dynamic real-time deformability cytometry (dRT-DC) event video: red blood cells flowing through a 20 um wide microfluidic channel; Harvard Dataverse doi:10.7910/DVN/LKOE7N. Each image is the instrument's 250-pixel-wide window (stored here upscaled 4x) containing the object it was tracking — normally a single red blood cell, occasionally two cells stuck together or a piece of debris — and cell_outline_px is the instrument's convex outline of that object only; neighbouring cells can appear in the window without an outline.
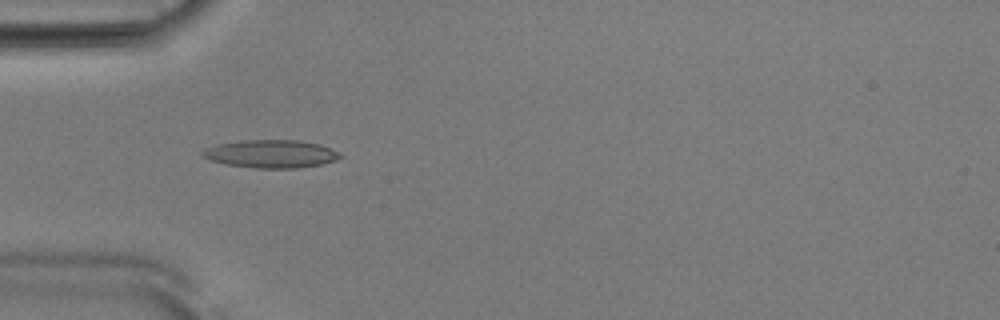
{"species": "Egyptian fruit bat (a non-hibernating species)", "species_latin": "Rousettus aegyptiacus", "temperature_condition": "room temperature", "stored_images_in_passage": 41, "camera_frame_rate_fps": 3000, "um_per_image_px": 0.085, "animal": {"sex": "male"}, "frame": {"image": 1, "passage_image": 5, "time_ms": 1.333, "image_size_px": [1000, 320], "cell_outline_px": [[344, 156], [336, 160], [320, 164], [296, 168], [256, 168], [228, 164], [212, 160], [204, 156], [200, 152], [204, 148], [216, 144], [244, 140], [296, 140], [320, 144]], "centroid_in_image_um": [23.02, 13.07], "position_along_channel_um": 62.0, "area_um2": 22.14}}
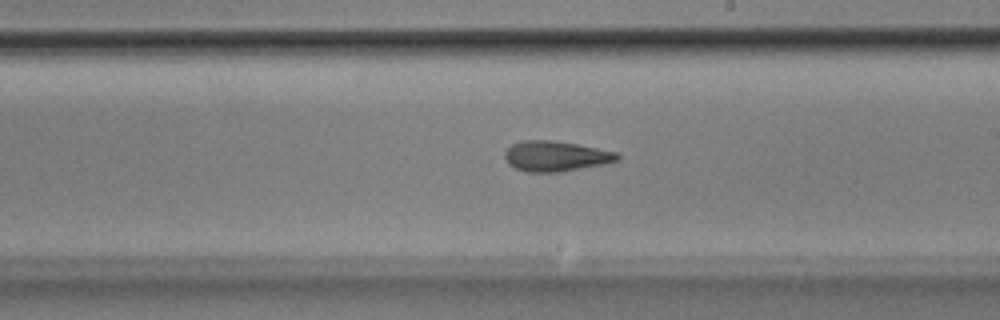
{"frame": {"image": 2, "passage_image": 19, "time_ms": 6.0, "image_size_px": [1000, 320], "cell_outline_px": [[620, 160], [604, 164], [560, 172], [524, 172], [508, 164], [504, 156], [504, 152], [512, 144], [520, 140], [552, 140], [576, 144], [616, 152], [620, 156]], "centroid_in_image_um": [47.21, 13.28], "position_along_channel_um": 241.8, "area_um2": 19.94}}
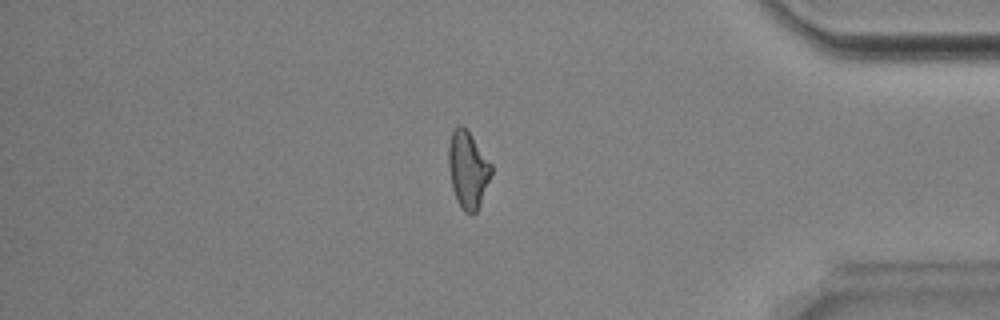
{"frame": {"image": 3, "passage_image": 33, "time_ms": 10.667, "image_size_px": [1000, 320], "cell_outline_px": [[492, 172], [480, 204], [476, 212], [472, 216], [464, 212], [460, 208], [456, 200], [452, 188], [448, 164], [448, 148], [452, 132], [456, 124], [464, 124], [492, 164]], "centroid_in_image_um": [39.76, 14.41], "position_along_channel_um": 395.4, "area_um2": 19.48}, "authors_computed_cell_mechanics": {"area_um2": 19.8254, "velocity_mm_per_s": 3.8987, "shape_relaxation_time_tau1_ms": 8.6045, "shape_relaxation_time_tau2_ms": 3.2145, "deformation_change_tau1": 0.2084, "deformation_change_tau2": 0.1279}}